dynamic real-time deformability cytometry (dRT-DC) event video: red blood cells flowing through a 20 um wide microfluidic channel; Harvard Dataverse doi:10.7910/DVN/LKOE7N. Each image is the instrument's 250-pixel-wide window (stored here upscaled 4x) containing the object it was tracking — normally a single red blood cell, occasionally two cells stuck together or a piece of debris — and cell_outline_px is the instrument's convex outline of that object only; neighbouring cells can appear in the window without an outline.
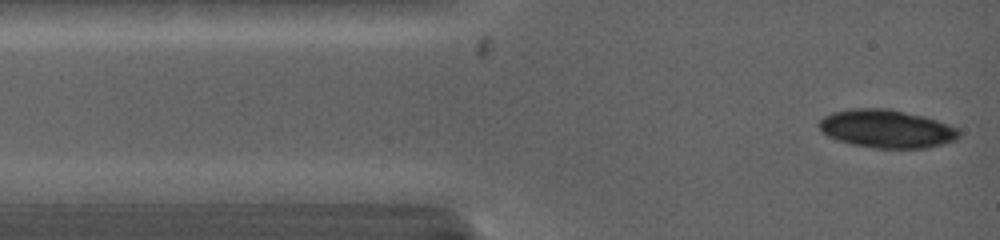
{"species": "common noctule bat (a hibernating species)", "species_latin": "Nyctalus noctula", "temperature_condition": "warm", "stored_images_in_passage": 2, "camera_frame_rate_fps": 5000, "um_per_image_px": 0.085, "animal": {"sex": "female", "body_mass_g": 19.0, "forearm_length_mm": 53.3}, "frame": {"image": 1, "passage_image": 1, "time_ms": 0.0, "image_size_px": [1000, 240], "cell_outline_px": [[960, 136], [956, 140], [924, 148], [876, 148], [852, 144], [828, 136], [820, 128], [820, 120], [824, 116], [832, 112], [852, 108], [888, 108], [924, 116], [948, 124], [956, 128], [960, 132]], "centroid_in_image_um": [75.37, 10.93], "position_along_channel_um": 9.6, "area_um2": 30.87}}